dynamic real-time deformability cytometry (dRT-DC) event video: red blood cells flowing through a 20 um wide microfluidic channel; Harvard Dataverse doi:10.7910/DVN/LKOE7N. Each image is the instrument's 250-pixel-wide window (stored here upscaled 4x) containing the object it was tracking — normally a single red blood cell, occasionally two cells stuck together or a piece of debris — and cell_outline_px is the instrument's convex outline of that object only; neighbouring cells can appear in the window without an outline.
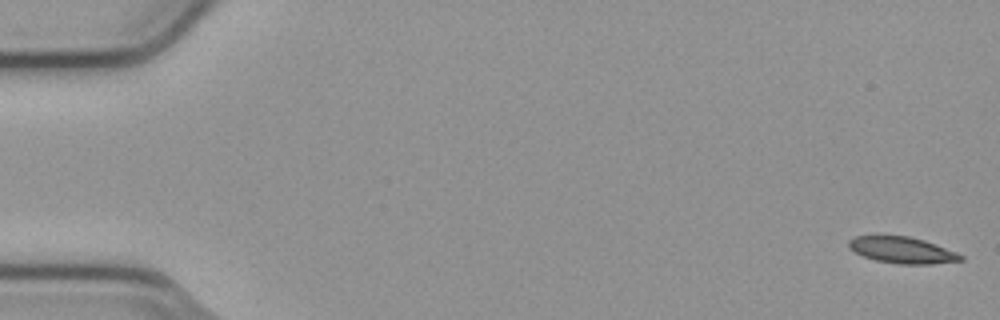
{"species": "common noctule bat (a hibernating species)", "species_latin": "Nyctalus noctula", "temperature_condition": "cold", "stored_images_in_passage": 13, "camera_frame_rate_fps": 3000, "um_per_image_px": 0.085, "animal": {"sex": "male", "body_mass_g": 23.1, "forearm_length_mm": 52.7}, "frame": {"image": 1, "passage_image": 1, "time_ms": 0.0, "image_size_px": [1000, 320], "cell_outline_px": [[964, 260], [932, 264], [896, 264], [876, 260], [864, 256], [848, 248], [848, 240], [856, 236], [884, 232], [908, 236], [924, 240], [956, 252], [964, 256]], "centroid_in_image_um": [76.62, 21.21], "position_along_channel_um": 8.4, "area_um2": 17.86}}